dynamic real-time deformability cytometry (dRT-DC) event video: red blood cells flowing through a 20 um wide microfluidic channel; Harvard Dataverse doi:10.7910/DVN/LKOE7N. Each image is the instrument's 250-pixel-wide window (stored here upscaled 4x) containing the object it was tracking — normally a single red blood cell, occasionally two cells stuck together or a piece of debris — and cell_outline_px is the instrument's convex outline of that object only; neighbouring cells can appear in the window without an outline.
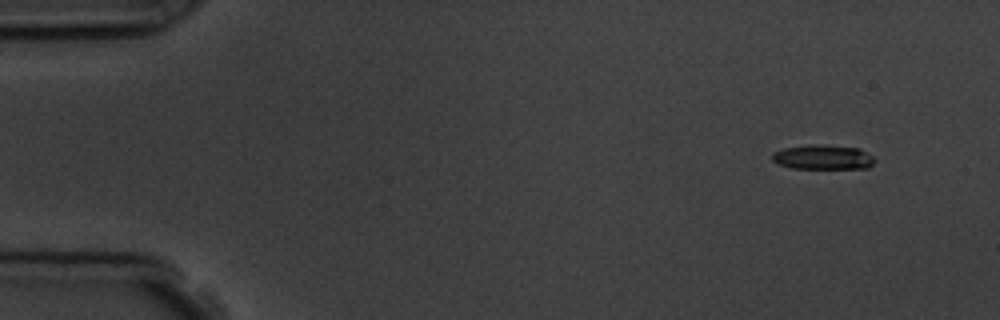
{"species": "common noctule bat (a hibernating species)", "species_latin": "Nyctalus noctula", "temperature_condition": "room temperature", "stored_images_in_passage": 5, "camera_frame_rate_fps": 3000, "um_per_image_px": 0.085, "animal": {"sex": "male", "body_mass_g": 19.5, "forearm_length_mm": 54.6}, "frame": {"image": 1, "passage_image": 2, "time_ms": 1.333, "image_size_px": [1000, 320], "cell_outline_px": [[876, 160], [868, 168], [792, 168], [780, 164], [772, 160], [772, 152], [784, 148], [816, 144], [820, 144], [860, 148], [872, 156]], "centroid_in_image_um": [69.96, 13.35], "position_along_channel_um": 15.0, "area_um2": 14.62}}
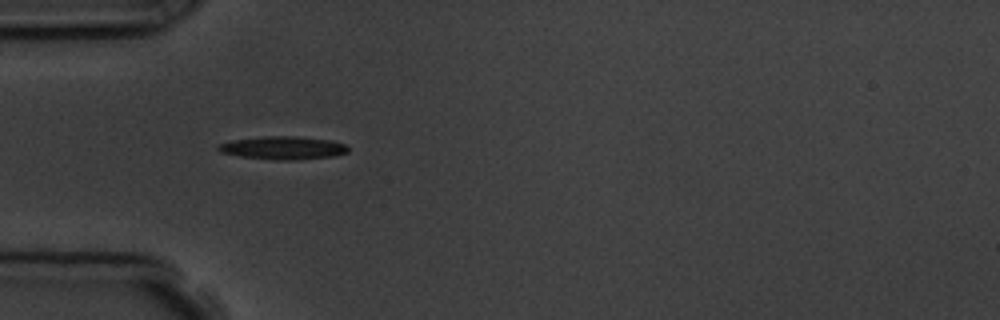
{"frame": {"image": 2, "passage_image": 5, "time_ms": 5.333, "image_size_px": [1000, 320], "cell_outline_px": [[348, 152], [332, 156], [292, 160], [276, 160], [240, 156], [220, 152], [216, 148], [216, 144], [232, 140], [264, 136], [296, 136], [332, 140], [344, 144], [348, 148]], "centroid_in_image_um": [24.02, 12.56], "position_along_channel_um": 61.0, "area_um2": 17.46}}